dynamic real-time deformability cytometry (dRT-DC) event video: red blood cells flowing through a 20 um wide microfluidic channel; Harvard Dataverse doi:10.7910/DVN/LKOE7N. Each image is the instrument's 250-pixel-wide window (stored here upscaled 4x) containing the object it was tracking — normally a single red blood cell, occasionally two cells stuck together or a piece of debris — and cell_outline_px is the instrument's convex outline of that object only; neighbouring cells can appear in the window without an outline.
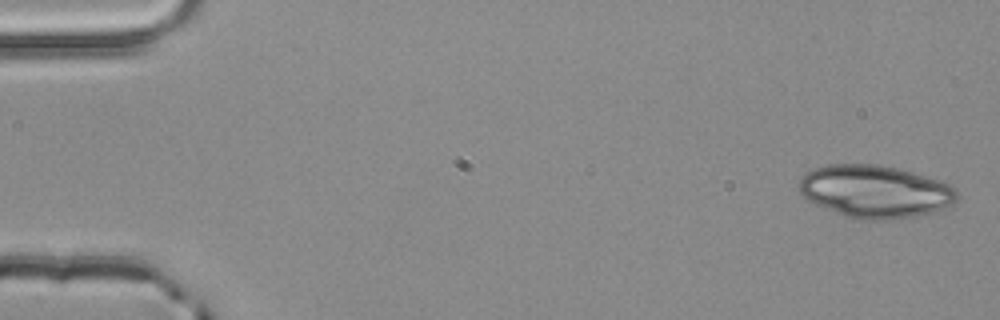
{"species": "common noctule bat (a hibernating species)", "species_latin": "Nyctalus noctula", "temperature_condition": "room temperature", "stored_images_in_passage": 5, "segment_of_instrument_passage": [1, 2], "camera_frame_rate_fps": 3000, "um_per_image_px": 0.085, "animal": {"sex": "male", "body_mass_g": 20.4}, "frame": {"image": 1, "passage_image": 1, "time_ms": 0.0, "image_size_px": [1000, 320], "cell_outline_px": [[956, 200], [952, 204], [944, 208], [932, 212], [916, 216], [892, 220], [864, 220], [844, 216], [824, 208], [808, 200], [800, 192], [800, 180], [812, 168], [828, 164], [880, 164], [912, 172], [948, 184], [956, 188]], "centroid_in_image_um": [74.37, 16.28], "position_along_channel_um": 10.6, "area_um2": 48.26}}